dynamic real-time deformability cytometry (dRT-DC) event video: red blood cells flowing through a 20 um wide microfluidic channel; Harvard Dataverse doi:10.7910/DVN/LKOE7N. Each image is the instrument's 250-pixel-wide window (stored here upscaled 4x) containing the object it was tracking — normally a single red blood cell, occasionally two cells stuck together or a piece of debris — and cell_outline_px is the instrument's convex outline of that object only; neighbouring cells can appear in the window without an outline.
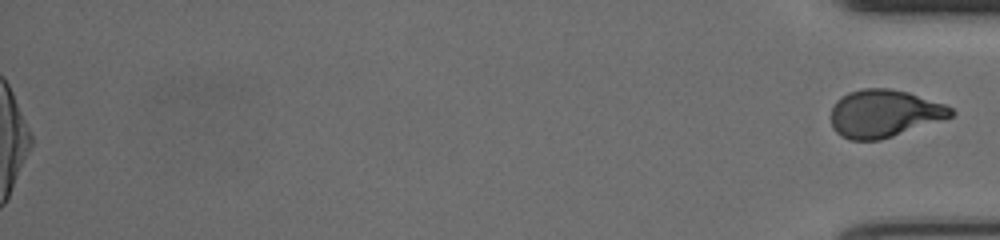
{"species": "human", "species_latin": "Homo sapiens", "temperature_condition": "cold", "stored_images_in_passage": 58, "segment_of_instrument_passage": [2, 2], "camera_frame_rate_fps": 3000, "um_per_image_px": 0.085, "donor": {"sex": "female"}, "frame": {"image": 1, "passage_image": 58, "time_ms": 19.0, "image_size_px": [1000, 240], "cell_outline_px": [[956, 112], [952, 116], [880, 140], [848, 140], [840, 136], [832, 128], [832, 108], [836, 100], [840, 96], [848, 92], [864, 88], [888, 88], [908, 92], [944, 104], [952, 108]], "centroid_in_image_um": [75.11, 9.64], "position_along_channel_um": 360.1, "area_um2": 33.12}}